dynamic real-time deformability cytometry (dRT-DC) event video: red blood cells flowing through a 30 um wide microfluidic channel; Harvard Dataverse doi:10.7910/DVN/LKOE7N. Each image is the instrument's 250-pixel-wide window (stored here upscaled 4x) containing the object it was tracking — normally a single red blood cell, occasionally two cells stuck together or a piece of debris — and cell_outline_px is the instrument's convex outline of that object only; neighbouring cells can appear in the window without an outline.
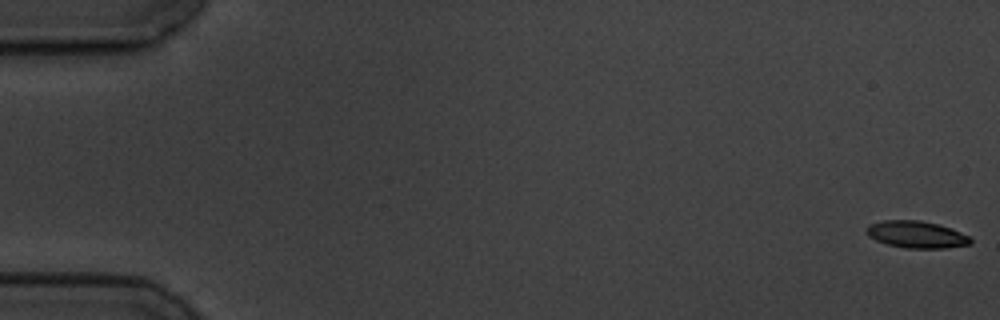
{"species": "common noctule bat (a hibernating species)", "species_latin": "Nyctalus noctula", "temperature_condition": "cold", "stored_images_in_passage": 6, "segment_of_instrument_passage": [1, 2], "camera_frame_rate_fps": 3000, "um_per_image_px": 0.085, "animal": {"sex": "male", "body_mass_g": 19.5, "forearm_length_mm": 54.6}, "frame": {"image": 1, "passage_image": 1, "time_ms": 0.0, "image_size_px": [1000, 320], "cell_outline_px": [[972, 240], [968, 244], [944, 248], [904, 248], [888, 244], [876, 240], [868, 236], [868, 224], [884, 220], [920, 220], [952, 228], [968, 236]], "centroid_in_image_um": [77.88, 19.93], "position_along_channel_um": 7.1, "area_um2": 16.13}}
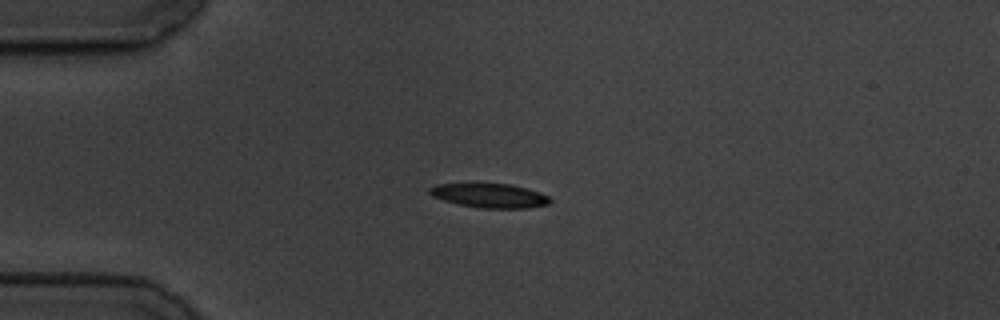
{"frame": {"image": 2, "passage_image": 4, "time_ms": 4.667, "image_size_px": [1000, 320], "cell_outline_px": [[552, 200], [548, 204], [528, 208], [480, 208], [460, 204], [444, 200], [432, 196], [428, 192], [428, 188], [436, 184], [512, 184], [528, 188], [540, 192], [548, 196]], "centroid_in_image_um": [41.64, 16.62], "position_along_channel_um": 43.4, "area_um2": 16.94}}